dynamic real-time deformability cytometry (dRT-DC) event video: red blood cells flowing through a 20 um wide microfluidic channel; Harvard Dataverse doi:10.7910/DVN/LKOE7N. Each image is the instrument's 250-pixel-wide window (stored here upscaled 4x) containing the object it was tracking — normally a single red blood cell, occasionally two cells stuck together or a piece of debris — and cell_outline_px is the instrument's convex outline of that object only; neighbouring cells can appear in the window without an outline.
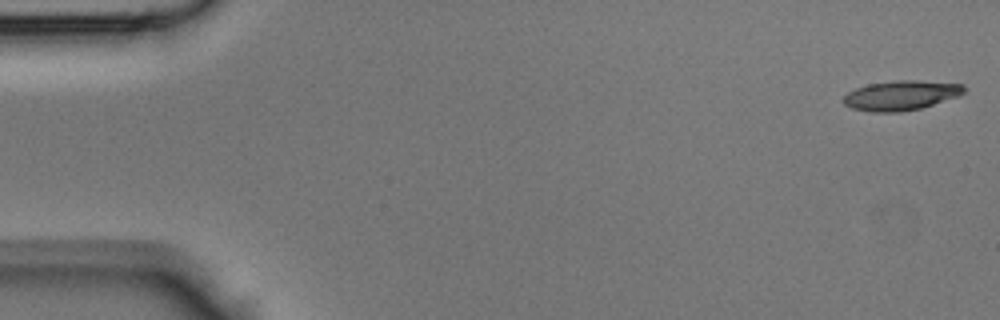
{"species": "Egyptian fruit bat (a non-hibernating species)", "species_latin": "Rousettus aegyptiacus", "temperature_condition": "room temperature", "stored_images_in_passage": 44, "camera_frame_rate_fps": 3000, "um_per_image_px": 0.085, "animal": {"sex": "male"}, "frame": {"image": 1, "passage_image": 1, "time_ms": 0.0, "image_size_px": [1000, 320], "cell_outline_px": [[964, 92], [960, 96], [920, 108], [900, 112], [872, 112], [852, 108], [844, 104], [840, 100], [848, 92], [856, 88], [868, 84], [896, 80], [920, 80], [964, 84]], "centroid_in_image_um": [76.58, 8.1], "position_along_channel_um": 8.4, "area_um2": 20.98}}
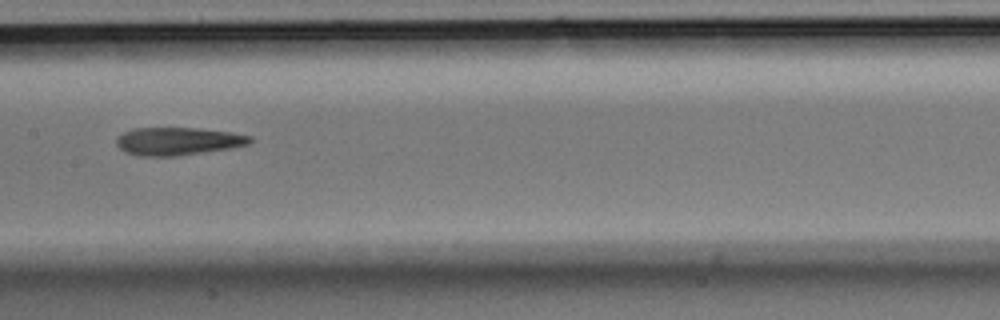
{"frame": {"image": 2, "passage_image": 22, "time_ms": 7.0, "image_size_px": [1000, 320], "cell_outline_px": [[252, 140], [248, 144], [228, 148], [176, 156], [140, 156], [124, 152], [116, 144], [116, 140], [124, 132], [136, 128], [196, 128], [232, 132], [252, 136]], "centroid_in_image_um": [15.11, 12.0], "position_along_channel_um": 192.3, "area_um2": 21.44}}
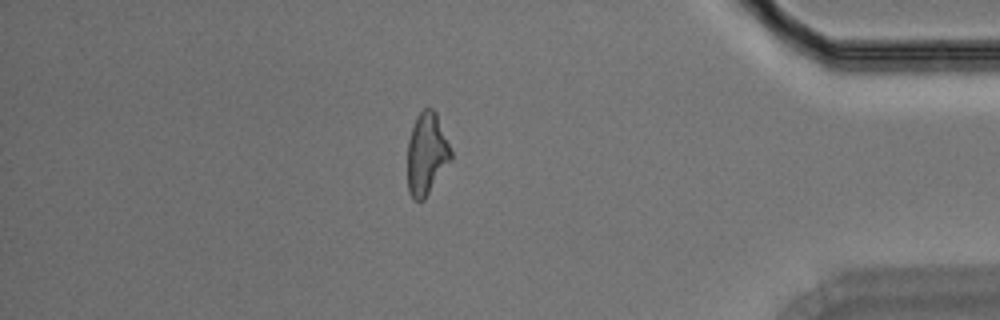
{"frame": {"image": 3, "passage_image": 38, "time_ms": 12.333, "image_size_px": [1000, 320], "cell_outline_px": [[452, 160], [424, 200], [412, 200], [408, 192], [408, 140], [416, 116], [424, 108], [432, 108], [436, 112], [452, 152]], "centroid_in_image_um": [36.27, 13.1], "position_along_channel_um": 398.9, "area_um2": 20.87}}